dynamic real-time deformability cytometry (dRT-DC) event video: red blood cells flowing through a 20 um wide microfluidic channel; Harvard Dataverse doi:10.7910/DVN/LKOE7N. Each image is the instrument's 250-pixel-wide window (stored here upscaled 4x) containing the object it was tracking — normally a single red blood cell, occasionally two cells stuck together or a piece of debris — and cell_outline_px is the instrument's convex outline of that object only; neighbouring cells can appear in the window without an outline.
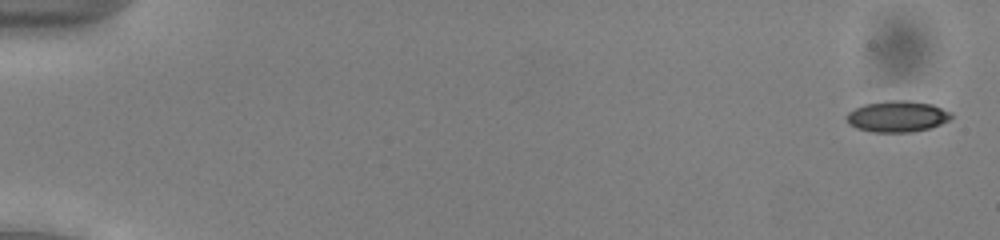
{"species": "common noctule bat (a hibernating species)", "species_latin": "Nyctalus noctula", "temperature_condition": "cold", "stored_images_in_passage": 9, "camera_frame_rate_fps": 3000, "um_per_image_px": 0.085, "animal": {"sex": "male", "body_mass_g": 13.0, "forearm_length_mm": 53.1}, "frame": {"image": 1, "passage_image": 2, "time_ms": 0.333, "image_size_px": [1000, 240], "cell_outline_px": [[952, 116], [948, 120], [940, 124], [928, 128], [912, 132], [872, 132], [856, 128], [848, 124], [848, 112], [864, 104], [888, 100], [908, 100], [932, 104], [952, 112]], "centroid_in_image_um": [76.27, 9.89], "position_along_channel_um": 8.7, "area_um2": 18.96}}